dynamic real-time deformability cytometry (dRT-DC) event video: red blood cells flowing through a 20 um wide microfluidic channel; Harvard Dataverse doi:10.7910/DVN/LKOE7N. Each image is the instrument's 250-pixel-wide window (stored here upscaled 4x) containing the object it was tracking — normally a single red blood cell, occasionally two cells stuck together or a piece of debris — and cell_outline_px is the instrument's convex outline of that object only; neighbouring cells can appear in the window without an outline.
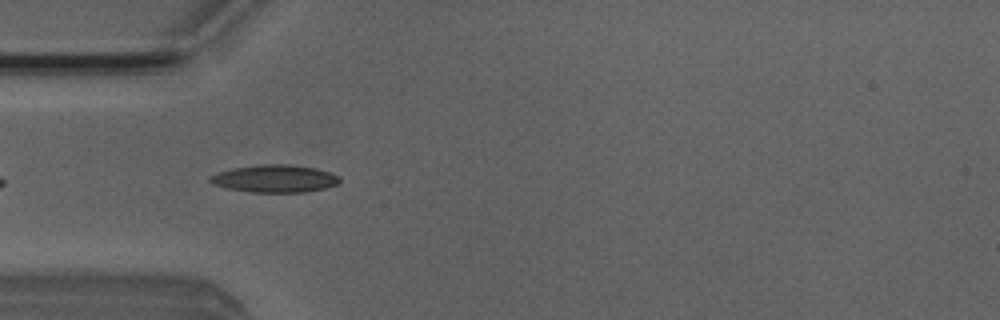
{"species": "Egyptian fruit bat (a non-hibernating species)", "species_latin": "Rousettus aegyptiacus", "temperature_condition": "room temperature", "stored_images_in_passage": 4, "camera_frame_rate_fps": 3000, "um_per_image_px": 0.085, "animal": {"sex": "male"}, "frame": {"image": 1, "passage_image": 2, "time_ms": 1.333, "image_size_px": [1000, 320], "cell_outline_px": [[340, 180], [336, 184], [324, 188], [304, 192], [252, 192], [228, 188], [212, 184], [208, 180], [208, 176], [232, 168], [260, 164], [288, 164], [316, 168], [328, 172], [336, 176]], "centroid_in_image_um": [23.3, 15.17], "position_along_channel_um": 61.7, "area_um2": 20.58}}